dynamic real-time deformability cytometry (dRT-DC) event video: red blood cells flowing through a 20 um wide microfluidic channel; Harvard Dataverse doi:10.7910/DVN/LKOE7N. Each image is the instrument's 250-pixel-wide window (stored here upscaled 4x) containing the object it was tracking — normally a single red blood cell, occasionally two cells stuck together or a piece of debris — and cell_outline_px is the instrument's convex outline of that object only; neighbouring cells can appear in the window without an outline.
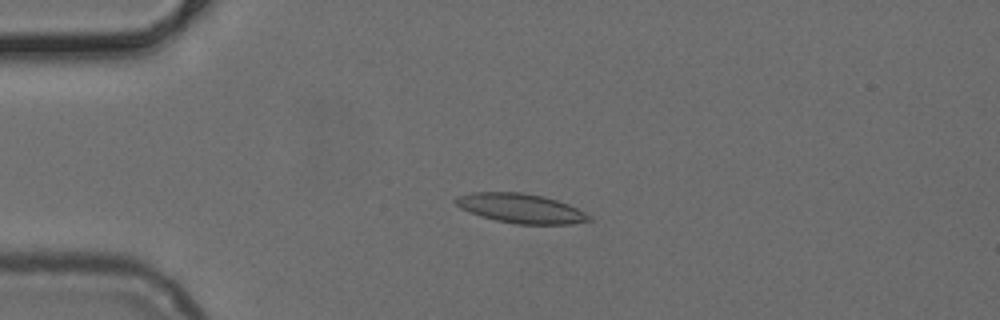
{"species": "common noctule bat (a hibernating species)", "species_latin": "Nyctalus noctula", "temperature_condition": "cold", "stored_images_in_passage": 51, "camera_frame_rate_fps": 3000, "um_per_image_px": 0.085, "animal": {"sex": "female", "body_mass_g": 24.6, "forearm_length_mm": 56.2}, "frame": {"image": 1, "passage_image": 12, "time_ms": 3.667, "image_size_px": [1000, 320], "cell_outline_px": [[592, 220], [572, 224], [516, 224], [496, 220], [480, 216], [460, 208], [452, 200], [456, 196], [472, 192], [520, 192], [540, 196], [556, 200], [568, 204], [592, 216]], "centroid_in_image_um": [44.24, 17.71], "position_along_channel_um": 40.8, "area_um2": 22.83}}
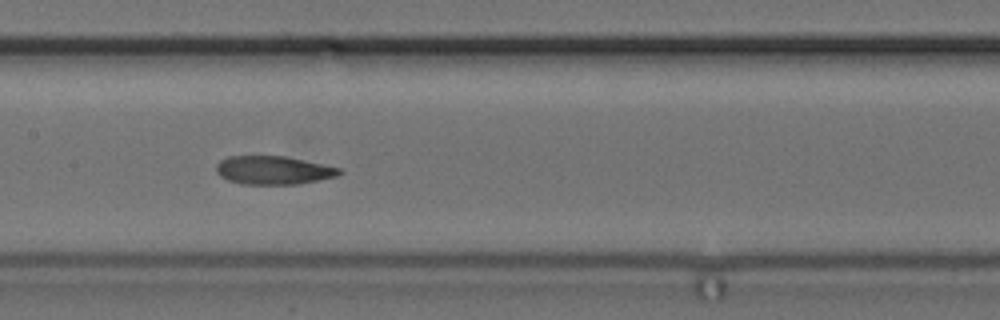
{"frame": {"image": 2, "passage_image": 25, "time_ms": 8.0, "image_size_px": [1000, 320], "cell_outline_px": [[344, 172], [336, 176], [296, 184], [240, 184], [228, 180], [220, 176], [216, 172], [216, 164], [220, 160], [228, 156], [284, 156], [340, 168]], "centroid_in_image_um": [23.19, 14.47], "position_along_channel_um": 184.2, "area_um2": 20.23}}
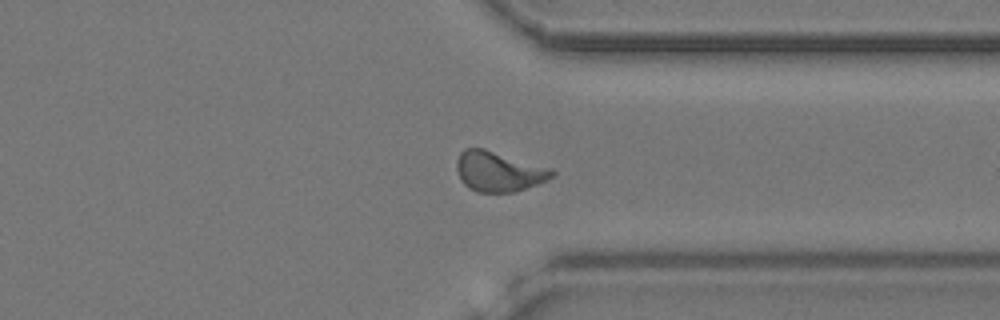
{"frame": {"image": 3, "passage_image": 39, "time_ms": 12.667, "image_size_px": [1000, 320], "cell_outline_px": [[556, 172], [548, 180], [516, 192], [476, 192], [468, 188], [460, 180], [456, 168], [456, 160], [460, 152], [464, 148], [484, 148], [552, 168]], "centroid_in_image_um": [42.37, 14.57], "position_along_channel_um": 369.0, "area_um2": 22.54}}